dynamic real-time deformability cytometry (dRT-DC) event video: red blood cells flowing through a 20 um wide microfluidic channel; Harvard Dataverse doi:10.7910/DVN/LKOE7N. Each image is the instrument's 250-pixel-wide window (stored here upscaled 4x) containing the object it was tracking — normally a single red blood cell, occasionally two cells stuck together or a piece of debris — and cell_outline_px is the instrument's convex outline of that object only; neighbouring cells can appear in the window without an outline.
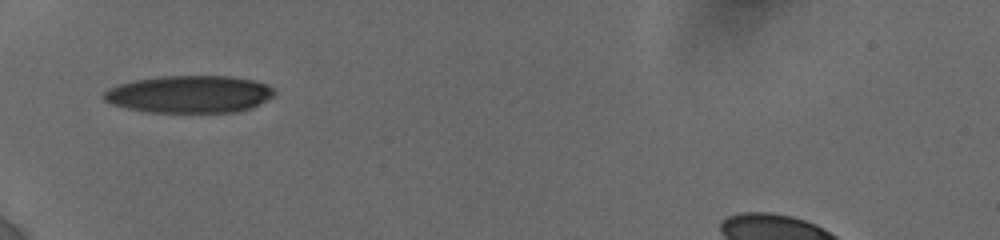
{"species": "human", "species_latin": "Homo sapiens", "temperature_condition": "cold", "stored_images_in_passage": 9, "camera_frame_rate_fps": 3000, "um_per_image_px": 0.085, "donor": {"sex": "female"}, "frame": {"image": 1, "passage_image": 1, "time_ms": 0.0, "image_size_px": [1000, 240], "cell_outline_px": [[276, 96], [252, 108], [236, 112], [148, 112], [128, 108], [112, 104], [104, 100], [100, 96], [108, 88], [120, 84], [136, 80], [164, 76], [228, 76], [252, 80], [268, 84], [276, 92]], "centroid_in_image_um": [16.14, 8.01], "position_along_channel_um": 68.9, "area_um2": 37.22}}
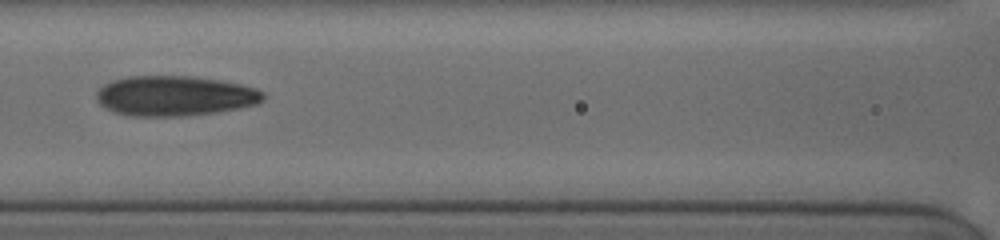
{"frame": {"image": 2, "passage_image": 6, "time_ms": 2.333, "image_size_px": [1000, 240], "cell_outline_px": [[264, 96], [256, 104], [236, 108], [212, 112], [176, 116], [132, 116], [116, 112], [100, 104], [96, 100], [96, 92], [104, 84], [112, 80], [128, 76], [192, 76], [220, 80], [240, 84], [256, 88], [264, 92]], "centroid_in_image_um": [14.82, 8.13], "position_along_channel_um": 151.8, "area_um2": 38.55}}
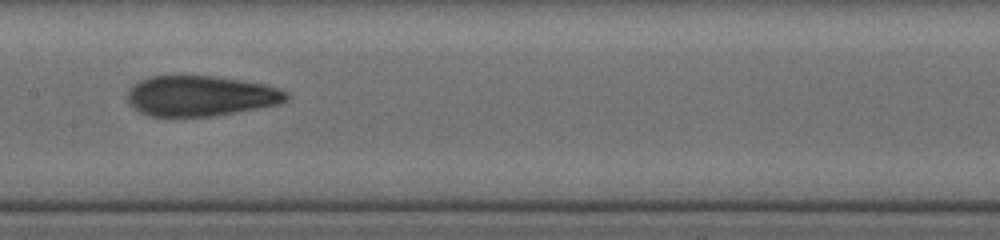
{"frame": {"image": 3, "passage_image": 8, "time_ms": 3.333, "image_size_px": [1000, 240], "cell_outline_px": [[288, 96], [284, 100], [276, 104], [236, 112], [212, 116], [148, 116], [140, 112], [128, 104], [128, 92], [140, 80], [152, 76], [212, 76], [264, 84], [288, 92]], "centroid_in_image_um": [17.01, 8.16], "position_along_channel_um": 190.4, "area_um2": 36.82}}